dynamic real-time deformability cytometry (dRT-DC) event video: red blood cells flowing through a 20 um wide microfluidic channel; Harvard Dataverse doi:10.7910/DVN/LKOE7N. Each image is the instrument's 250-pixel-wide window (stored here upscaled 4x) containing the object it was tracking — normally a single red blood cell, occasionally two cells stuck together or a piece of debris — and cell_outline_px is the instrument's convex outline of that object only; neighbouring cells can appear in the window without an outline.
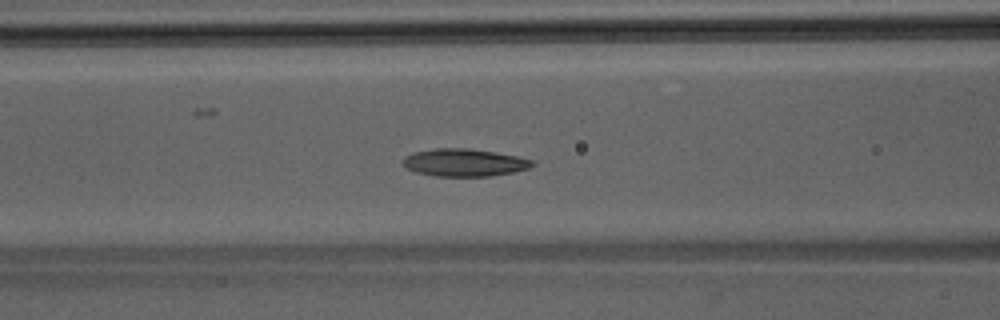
{"species": "Egyptian fruit bat (a non-hibernating species)", "species_latin": "Rousettus aegyptiacus", "temperature_condition": "room temperature", "stored_images_in_passage": 47, "camera_frame_rate_fps": 3000, "um_per_image_px": 0.085, "animal": {"sex": "male"}, "frame": {"image": 1, "passage_image": 19, "time_ms": 6.0, "image_size_px": [1000, 320], "cell_outline_px": [[536, 164], [528, 168], [512, 172], [492, 176], [436, 176], [416, 172], [408, 168], [404, 164], [404, 156], [412, 152], [436, 148], [472, 148], [496, 152], [516, 156], [532, 160]], "centroid_in_image_um": [39.47, 13.81], "position_along_channel_um": 127.1, "area_um2": 20.75}}
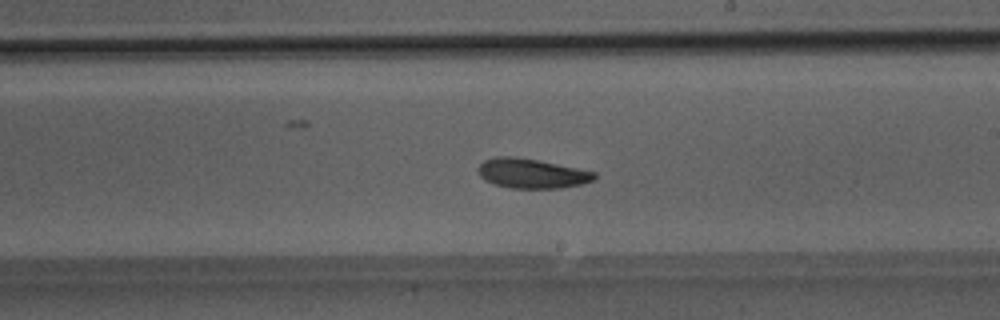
{"frame": {"image": 2, "passage_image": 27, "time_ms": 8.667, "image_size_px": [1000, 320], "cell_outline_px": [[596, 176], [592, 180], [580, 184], [560, 188], [512, 188], [496, 184], [484, 180], [480, 176], [476, 168], [484, 160], [496, 156], [512, 156], [540, 160], [596, 172]], "centroid_in_image_um": [45.16, 14.73], "position_along_channel_um": 243.8, "area_um2": 20.06}}
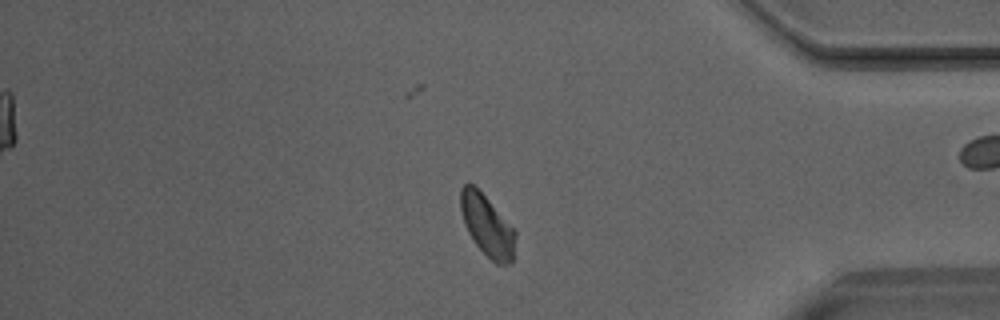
{"frame": {"image": 3, "passage_image": 39, "time_ms": 12.667, "image_size_px": [1000, 320], "cell_outline_px": [[516, 236], [512, 260], [508, 264], [496, 264], [472, 240], [464, 224], [460, 208], [460, 188], [468, 180], [488, 200], [516, 232]], "centroid_in_image_um": [41.37, 19.16], "position_along_channel_um": 393.8, "area_um2": 19.19}}